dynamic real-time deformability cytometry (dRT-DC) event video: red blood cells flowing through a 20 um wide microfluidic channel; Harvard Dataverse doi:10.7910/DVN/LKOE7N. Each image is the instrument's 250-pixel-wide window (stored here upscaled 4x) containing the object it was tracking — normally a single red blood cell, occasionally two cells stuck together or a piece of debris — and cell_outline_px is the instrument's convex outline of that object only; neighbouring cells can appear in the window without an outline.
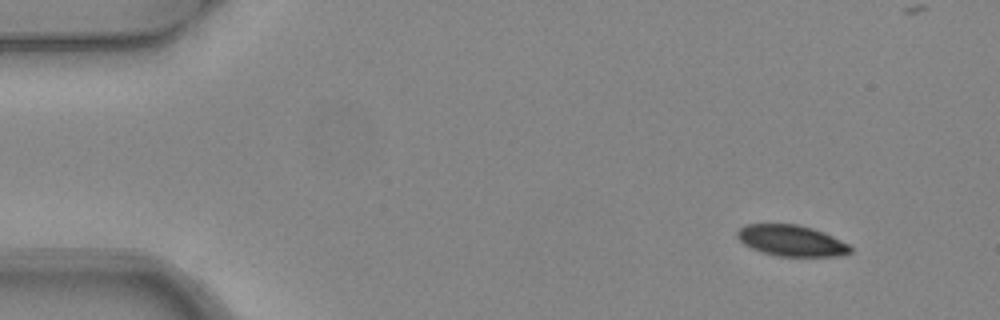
{"species": "common noctule bat (a hibernating species)", "species_latin": "Nyctalus noctula", "temperature_condition": "warm", "stored_images_in_passage": 4, "camera_frame_rate_fps": 3000, "um_per_image_px": 0.085, "animal": {"sex": "female", "body_mass_g": 24.6, "forearm_length_mm": 56.2}, "frame": {"image": 1, "passage_image": 1, "time_ms": 0.0, "image_size_px": [1000, 320], "cell_outline_px": [[852, 252], [840, 256], [776, 256], [752, 248], [744, 244], [736, 236], [736, 232], [744, 224], [796, 224], [812, 228], [824, 232], [848, 244], [852, 248]], "centroid_in_image_um": [67.27, 20.45], "position_along_channel_um": 17.7, "area_um2": 20.4}}
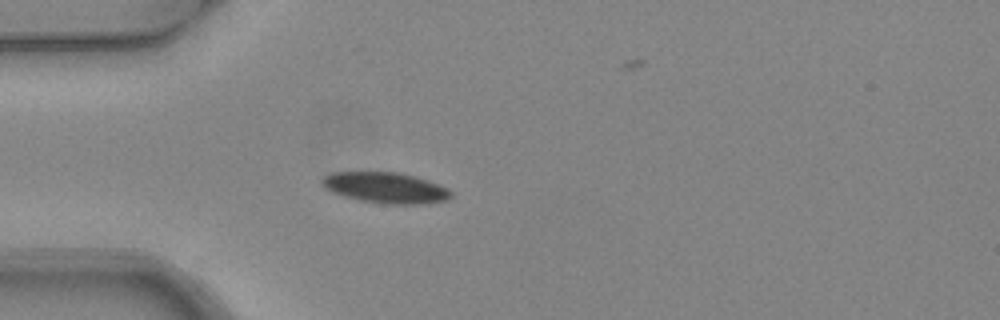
{"frame": {"image": 2, "passage_image": 4, "time_ms": 1.0, "image_size_px": [1000, 320], "cell_outline_px": [[452, 196], [448, 200], [420, 204], [384, 204], [360, 200], [344, 196], [332, 192], [324, 188], [320, 184], [320, 180], [324, 176], [332, 172], [396, 172], [428, 180], [440, 184], [448, 188], [452, 192]], "centroid_in_image_um": [32.76, 15.96], "position_along_channel_um": 52.2, "area_um2": 23.29}}